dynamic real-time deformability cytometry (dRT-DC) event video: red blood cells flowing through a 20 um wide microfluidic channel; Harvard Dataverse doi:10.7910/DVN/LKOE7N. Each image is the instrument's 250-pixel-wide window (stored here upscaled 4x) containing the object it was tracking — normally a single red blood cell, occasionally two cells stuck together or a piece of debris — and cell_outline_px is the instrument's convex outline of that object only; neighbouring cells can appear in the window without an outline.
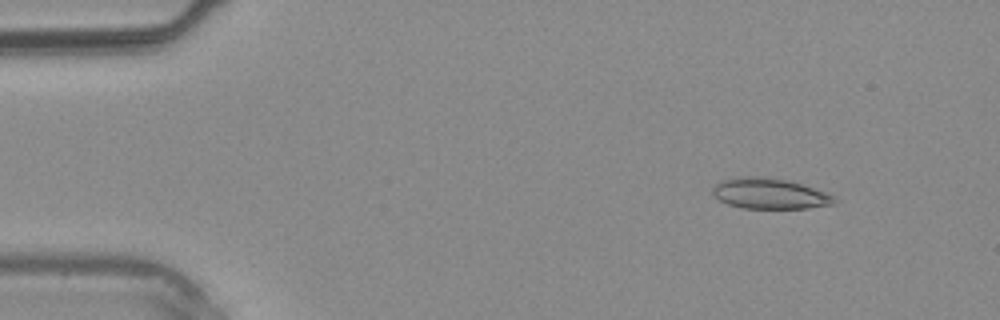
{"species": "common noctule bat (a hibernating species)", "species_latin": "Nyctalus noctula", "temperature_condition": "warm", "stored_images_in_passage": 4, "camera_frame_rate_fps": 3000, "um_per_image_px": 0.085, "animal": {"sex": "male", "body_mass_g": 20.4}, "frame": {"image": 1, "passage_image": 2, "time_ms": 1.333, "image_size_px": [1000, 320], "cell_outline_px": [[840, 200], [832, 204], [808, 208], [744, 208], [728, 204], [712, 196], [712, 188], [716, 184], [724, 180], [744, 176], [748, 176], [784, 180], [800, 184], [828, 192], [836, 196]], "centroid_in_image_um": [65.46, 16.47], "position_along_channel_um": 19.5, "area_um2": 21.5}}
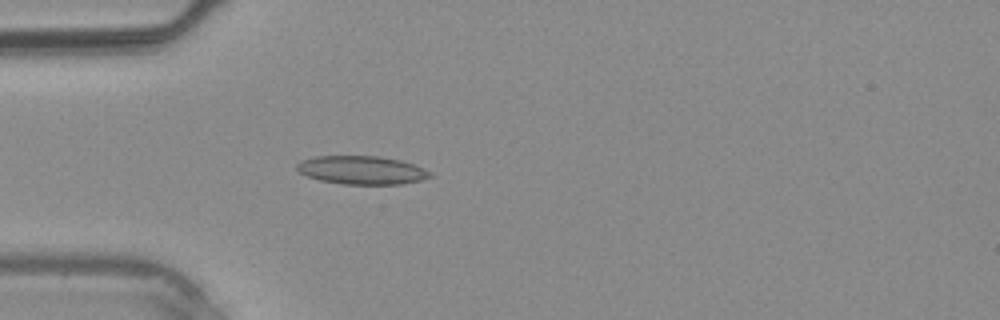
{"frame": {"image": 2, "passage_image": 4, "time_ms": 3.667, "image_size_px": [1000, 320], "cell_outline_px": [[432, 176], [420, 180], [400, 184], [344, 184], [320, 180], [308, 176], [300, 172], [296, 168], [296, 164], [304, 160], [316, 156], [380, 156], [400, 160], [412, 164], [432, 172]], "centroid_in_image_um": [30.75, 14.46], "position_along_channel_um": 54.2, "area_um2": 21.79}}